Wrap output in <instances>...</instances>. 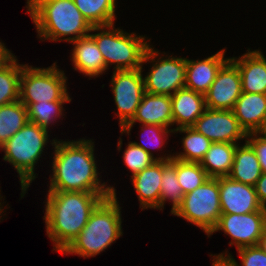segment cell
Here are the masks:
<instances>
[{
	"label": "cell",
	"mask_w": 266,
	"mask_h": 266,
	"mask_svg": "<svg viewBox=\"0 0 266 266\" xmlns=\"http://www.w3.org/2000/svg\"><path fill=\"white\" fill-rule=\"evenodd\" d=\"M51 142L54 146L52 173L48 191H77L97 194H115L116 189L101 183L94 156V142L77 141ZM101 184V185H100Z\"/></svg>",
	"instance_id": "obj_1"
},
{
	"label": "cell",
	"mask_w": 266,
	"mask_h": 266,
	"mask_svg": "<svg viewBox=\"0 0 266 266\" xmlns=\"http://www.w3.org/2000/svg\"><path fill=\"white\" fill-rule=\"evenodd\" d=\"M113 194L48 191L44 220L53 250L63 252L85 227L95 208Z\"/></svg>",
	"instance_id": "obj_2"
},
{
	"label": "cell",
	"mask_w": 266,
	"mask_h": 266,
	"mask_svg": "<svg viewBox=\"0 0 266 266\" xmlns=\"http://www.w3.org/2000/svg\"><path fill=\"white\" fill-rule=\"evenodd\" d=\"M26 3L41 40L72 42L88 36L92 30L93 26L73 0H27Z\"/></svg>",
	"instance_id": "obj_3"
},
{
	"label": "cell",
	"mask_w": 266,
	"mask_h": 266,
	"mask_svg": "<svg viewBox=\"0 0 266 266\" xmlns=\"http://www.w3.org/2000/svg\"><path fill=\"white\" fill-rule=\"evenodd\" d=\"M116 193L105 198L92 212L87 224L62 252L84 258L94 257L122 236L121 207Z\"/></svg>",
	"instance_id": "obj_4"
},
{
	"label": "cell",
	"mask_w": 266,
	"mask_h": 266,
	"mask_svg": "<svg viewBox=\"0 0 266 266\" xmlns=\"http://www.w3.org/2000/svg\"><path fill=\"white\" fill-rule=\"evenodd\" d=\"M108 29V30H106ZM89 34L96 42L103 55L106 68L115 64L114 71L136 70L142 68L145 52L150 44L145 36L127 33L115 28L114 24L107 26H93Z\"/></svg>",
	"instance_id": "obj_5"
},
{
	"label": "cell",
	"mask_w": 266,
	"mask_h": 266,
	"mask_svg": "<svg viewBox=\"0 0 266 266\" xmlns=\"http://www.w3.org/2000/svg\"><path fill=\"white\" fill-rule=\"evenodd\" d=\"M48 130L27 122L0 148L4 151L3 160L12 164L19 174L21 198L24 197L30 183L36 178L35 165L39 161L47 140Z\"/></svg>",
	"instance_id": "obj_6"
},
{
	"label": "cell",
	"mask_w": 266,
	"mask_h": 266,
	"mask_svg": "<svg viewBox=\"0 0 266 266\" xmlns=\"http://www.w3.org/2000/svg\"><path fill=\"white\" fill-rule=\"evenodd\" d=\"M67 77L57 68L56 62L47 68L22 65L20 101L30 104L50 101H71L66 86Z\"/></svg>",
	"instance_id": "obj_7"
},
{
	"label": "cell",
	"mask_w": 266,
	"mask_h": 266,
	"mask_svg": "<svg viewBox=\"0 0 266 266\" xmlns=\"http://www.w3.org/2000/svg\"><path fill=\"white\" fill-rule=\"evenodd\" d=\"M221 214L219 177H210L200 187L185 194L182 205L172 215L201 228L208 236Z\"/></svg>",
	"instance_id": "obj_8"
},
{
	"label": "cell",
	"mask_w": 266,
	"mask_h": 266,
	"mask_svg": "<svg viewBox=\"0 0 266 266\" xmlns=\"http://www.w3.org/2000/svg\"><path fill=\"white\" fill-rule=\"evenodd\" d=\"M159 55L158 50L150 45L145 52L142 63H147L149 60L153 62L150 72L143 77L145 92L172 96L177 90L185 87L186 58L173 56L164 58Z\"/></svg>",
	"instance_id": "obj_9"
},
{
	"label": "cell",
	"mask_w": 266,
	"mask_h": 266,
	"mask_svg": "<svg viewBox=\"0 0 266 266\" xmlns=\"http://www.w3.org/2000/svg\"><path fill=\"white\" fill-rule=\"evenodd\" d=\"M142 72V68L113 72L111 88L118 109L120 130L133 119L146 93Z\"/></svg>",
	"instance_id": "obj_10"
},
{
	"label": "cell",
	"mask_w": 266,
	"mask_h": 266,
	"mask_svg": "<svg viewBox=\"0 0 266 266\" xmlns=\"http://www.w3.org/2000/svg\"><path fill=\"white\" fill-rule=\"evenodd\" d=\"M266 228V211H256L246 214H221L213 231H218L232 238L229 245H236L237 250L244 247L256 246Z\"/></svg>",
	"instance_id": "obj_11"
},
{
	"label": "cell",
	"mask_w": 266,
	"mask_h": 266,
	"mask_svg": "<svg viewBox=\"0 0 266 266\" xmlns=\"http://www.w3.org/2000/svg\"><path fill=\"white\" fill-rule=\"evenodd\" d=\"M210 141L238 144L247 139V133L240 126L232 110H213L206 108L192 126Z\"/></svg>",
	"instance_id": "obj_12"
},
{
	"label": "cell",
	"mask_w": 266,
	"mask_h": 266,
	"mask_svg": "<svg viewBox=\"0 0 266 266\" xmlns=\"http://www.w3.org/2000/svg\"><path fill=\"white\" fill-rule=\"evenodd\" d=\"M242 93L238 67L229 59L218 71L216 79L204 94L206 108L232 110Z\"/></svg>",
	"instance_id": "obj_13"
},
{
	"label": "cell",
	"mask_w": 266,
	"mask_h": 266,
	"mask_svg": "<svg viewBox=\"0 0 266 266\" xmlns=\"http://www.w3.org/2000/svg\"><path fill=\"white\" fill-rule=\"evenodd\" d=\"M222 214H246L266 211L260 203L255 186L237 182L228 176L219 177Z\"/></svg>",
	"instance_id": "obj_14"
},
{
	"label": "cell",
	"mask_w": 266,
	"mask_h": 266,
	"mask_svg": "<svg viewBox=\"0 0 266 266\" xmlns=\"http://www.w3.org/2000/svg\"><path fill=\"white\" fill-rule=\"evenodd\" d=\"M141 124H153L169 128L173 125L171 96L145 93L142 101L137 107L133 119L128 122L120 131L121 134H130L135 122Z\"/></svg>",
	"instance_id": "obj_15"
},
{
	"label": "cell",
	"mask_w": 266,
	"mask_h": 266,
	"mask_svg": "<svg viewBox=\"0 0 266 266\" xmlns=\"http://www.w3.org/2000/svg\"><path fill=\"white\" fill-rule=\"evenodd\" d=\"M232 111L247 134L266 132V94L242 92Z\"/></svg>",
	"instance_id": "obj_16"
},
{
	"label": "cell",
	"mask_w": 266,
	"mask_h": 266,
	"mask_svg": "<svg viewBox=\"0 0 266 266\" xmlns=\"http://www.w3.org/2000/svg\"><path fill=\"white\" fill-rule=\"evenodd\" d=\"M225 49L203 60L186 58L185 87L205 94L216 79L220 68L230 59L224 58Z\"/></svg>",
	"instance_id": "obj_17"
},
{
	"label": "cell",
	"mask_w": 266,
	"mask_h": 266,
	"mask_svg": "<svg viewBox=\"0 0 266 266\" xmlns=\"http://www.w3.org/2000/svg\"><path fill=\"white\" fill-rule=\"evenodd\" d=\"M247 51L230 58L240 72L242 92L266 94V58L260 50Z\"/></svg>",
	"instance_id": "obj_18"
},
{
	"label": "cell",
	"mask_w": 266,
	"mask_h": 266,
	"mask_svg": "<svg viewBox=\"0 0 266 266\" xmlns=\"http://www.w3.org/2000/svg\"><path fill=\"white\" fill-rule=\"evenodd\" d=\"M173 125L175 129L192 127L206 109L205 96L186 87L171 96Z\"/></svg>",
	"instance_id": "obj_19"
},
{
	"label": "cell",
	"mask_w": 266,
	"mask_h": 266,
	"mask_svg": "<svg viewBox=\"0 0 266 266\" xmlns=\"http://www.w3.org/2000/svg\"><path fill=\"white\" fill-rule=\"evenodd\" d=\"M161 180L162 160L155 161L151 166L131 176V182H133L142 210L155 209L159 205Z\"/></svg>",
	"instance_id": "obj_20"
},
{
	"label": "cell",
	"mask_w": 266,
	"mask_h": 266,
	"mask_svg": "<svg viewBox=\"0 0 266 266\" xmlns=\"http://www.w3.org/2000/svg\"><path fill=\"white\" fill-rule=\"evenodd\" d=\"M71 43L74 44L71 58L75 70L90 78L98 77L106 72L107 68L103 55L90 35L74 40Z\"/></svg>",
	"instance_id": "obj_21"
},
{
	"label": "cell",
	"mask_w": 266,
	"mask_h": 266,
	"mask_svg": "<svg viewBox=\"0 0 266 266\" xmlns=\"http://www.w3.org/2000/svg\"><path fill=\"white\" fill-rule=\"evenodd\" d=\"M262 170L255 150L245 140V144L236 146L231 171L228 175L234 181L255 186Z\"/></svg>",
	"instance_id": "obj_22"
},
{
	"label": "cell",
	"mask_w": 266,
	"mask_h": 266,
	"mask_svg": "<svg viewBox=\"0 0 266 266\" xmlns=\"http://www.w3.org/2000/svg\"><path fill=\"white\" fill-rule=\"evenodd\" d=\"M238 144L214 142L200 162L209 177L218 178L228 176L234 159V152Z\"/></svg>",
	"instance_id": "obj_23"
},
{
	"label": "cell",
	"mask_w": 266,
	"mask_h": 266,
	"mask_svg": "<svg viewBox=\"0 0 266 266\" xmlns=\"http://www.w3.org/2000/svg\"><path fill=\"white\" fill-rule=\"evenodd\" d=\"M21 71L14 54L0 66V106L20 100Z\"/></svg>",
	"instance_id": "obj_24"
},
{
	"label": "cell",
	"mask_w": 266,
	"mask_h": 266,
	"mask_svg": "<svg viewBox=\"0 0 266 266\" xmlns=\"http://www.w3.org/2000/svg\"><path fill=\"white\" fill-rule=\"evenodd\" d=\"M162 183L160 189V203L155 209L162 210L166 200H171L173 203L171 214H174L182 205L184 193L177 179L176 159L170 161L162 160Z\"/></svg>",
	"instance_id": "obj_25"
},
{
	"label": "cell",
	"mask_w": 266,
	"mask_h": 266,
	"mask_svg": "<svg viewBox=\"0 0 266 266\" xmlns=\"http://www.w3.org/2000/svg\"><path fill=\"white\" fill-rule=\"evenodd\" d=\"M77 9L92 26L114 24L116 0H73Z\"/></svg>",
	"instance_id": "obj_26"
},
{
	"label": "cell",
	"mask_w": 266,
	"mask_h": 266,
	"mask_svg": "<svg viewBox=\"0 0 266 266\" xmlns=\"http://www.w3.org/2000/svg\"><path fill=\"white\" fill-rule=\"evenodd\" d=\"M27 122V107L20 100L0 106V147Z\"/></svg>",
	"instance_id": "obj_27"
},
{
	"label": "cell",
	"mask_w": 266,
	"mask_h": 266,
	"mask_svg": "<svg viewBox=\"0 0 266 266\" xmlns=\"http://www.w3.org/2000/svg\"><path fill=\"white\" fill-rule=\"evenodd\" d=\"M178 131L186 134L182 139L184 152L178 155L176 153V156L173 154V158L183 162L200 163L213 142L192 127L174 129V132Z\"/></svg>",
	"instance_id": "obj_28"
},
{
	"label": "cell",
	"mask_w": 266,
	"mask_h": 266,
	"mask_svg": "<svg viewBox=\"0 0 266 266\" xmlns=\"http://www.w3.org/2000/svg\"><path fill=\"white\" fill-rule=\"evenodd\" d=\"M66 102L71 101H46L30 104L27 107L28 121L48 130L50 123H54L62 115L63 105Z\"/></svg>",
	"instance_id": "obj_29"
},
{
	"label": "cell",
	"mask_w": 266,
	"mask_h": 266,
	"mask_svg": "<svg viewBox=\"0 0 266 266\" xmlns=\"http://www.w3.org/2000/svg\"><path fill=\"white\" fill-rule=\"evenodd\" d=\"M177 179L184 195L200 187L207 179V172L200 163L183 162L176 159Z\"/></svg>",
	"instance_id": "obj_30"
},
{
	"label": "cell",
	"mask_w": 266,
	"mask_h": 266,
	"mask_svg": "<svg viewBox=\"0 0 266 266\" xmlns=\"http://www.w3.org/2000/svg\"><path fill=\"white\" fill-rule=\"evenodd\" d=\"M123 154V162L126 164L127 168L132 172V176L136 175L145 168L151 166L157 160L170 161L173 158L168 154L164 157H153L151 154L147 153L144 149L137 146L134 142H129L126 146Z\"/></svg>",
	"instance_id": "obj_31"
},
{
	"label": "cell",
	"mask_w": 266,
	"mask_h": 266,
	"mask_svg": "<svg viewBox=\"0 0 266 266\" xmlns=\"http://www.w3.org/2000/svg\"><path fill=\"white\" fill-rule=\"evenodd\" d=\"M141 132H142L141 133L142 138H144L147 135L146 140L144 139L145 140L144 141L142 139L143 140L142 142H140V143L134 142V143L154 157L153 153L150 151L151 150L150 148H159V149L162 148V146L164 145V142H165L163 140V138L165 139L166 137H168L169 133H174V128L168 130V128L162 127L159 125L143 124ZM143 134H146V135H144V137H143ZM164 135H166V136H164ZM148 140H149V142H148Z\"/></svg>",
	"instance_id": "obj_32"
},
{
	"label": "cell",
	"mask_w": 266,
	"mask_h": 266,
	"mask_svg": "<svg viewBox=\"0 0 266 266\" xmlns=\"http://www.w3.org/2000/svg\"><path fill=\"white\" fill-rule=\"evenodd\" d=\"M237 251L242 261L241 265L266 266V254L260 249L258 245L240 248ZM226 254L227 253H221L214 255L213 257L227 258L234 266H241L236 262L232 255H230V253L228 255Z\"/></svg>",
	"instance_id": "obj_33"
},
{
	"label": "cell",
	"mask_w": 266,
	"mask_h": 266,
	"mask_svg": "<svg viewBox=\"0 0 266 266\" xmlns=\"http://www.w3.org/2000/svg\"><path fill=\"white\" fill-rule=\"evenodd\" d=\"M246 141L255 150L262 173H266V132L248 133Z\"/></svg>",
	"instance_id": "obj_34"
},
{
	"label": "cell",
	"mask_w": 266,
	"mask_h": 266,
	"mask_svg": "<svg viewBox=\"0 0 266 266\" xmlns=\"http://www.w3.org/2000/svg\"><path fill=\"white\" fill-rule=\"evenodd\" d=\"M255 190L260 203L266 208V173H262L261 177L257 180Z\"/></svg>",
	"instance_id": "obj_35"
},
{
	"label": "cell",
	"mask_w": 266,
	"mask_h": 266,
	"mask_svg": "<svg viewBox=\"0 0 266 266\" xmlns=\"http://www.w3.org/2000/svg\"><path fill=\"white\" fill-rule=\"evenodd\" d=\"M13 54L7 49L4 43L0 42V66L4 64Z\"/></svg>",
	"instance_id": "obj_36"
},
{
	"label": "cell",
	"mask_w": 266,
	"mask_h": 266,
	"mask_svg": "<svg viewBox=\"0 0 266 266\" xmlns=\"http://www.w3.org/2000/svg\"><path fill=\"white\" fill-rule=\"evenodd\" d=\"M212 266H234L227 258L213 257Z\"/></svg>",
	"instance_id": "obj_37"
},
{
	"label": "cell",
	"mask_w": 266,
	"mask_h": 266,
	"mask_svg": "<svg viewBox=\"0 0 266 266\" xmlns=\"http://www.w3.org/2000/svg\"><path fill=\"white\" fill-rule=\"evenodd\" d=\"M258 246L266 254V228H265L263 235L261 236V238L258 242Z\"/></svg>",
	"instance_id": "obj_38"
},
{
	"label": "cell",
	"mask_w": 266,
	"mask_h": 266,
	"mask_svg": "<svg viewBox=\"0 0 266 266\" xmlns=\"http://www.w3.org/2000/svg\"><path fill=\"white\" fill-rule=\"evenodd\" d=\"M0 198H1L0 200H2V196L1 195H0ZM0 206H2L1 202H0ZM2 212H4V211H2V209L0 207V215H1Z\"/></svg>",
	"instance_id": "obj_39"
}]
</instances>
